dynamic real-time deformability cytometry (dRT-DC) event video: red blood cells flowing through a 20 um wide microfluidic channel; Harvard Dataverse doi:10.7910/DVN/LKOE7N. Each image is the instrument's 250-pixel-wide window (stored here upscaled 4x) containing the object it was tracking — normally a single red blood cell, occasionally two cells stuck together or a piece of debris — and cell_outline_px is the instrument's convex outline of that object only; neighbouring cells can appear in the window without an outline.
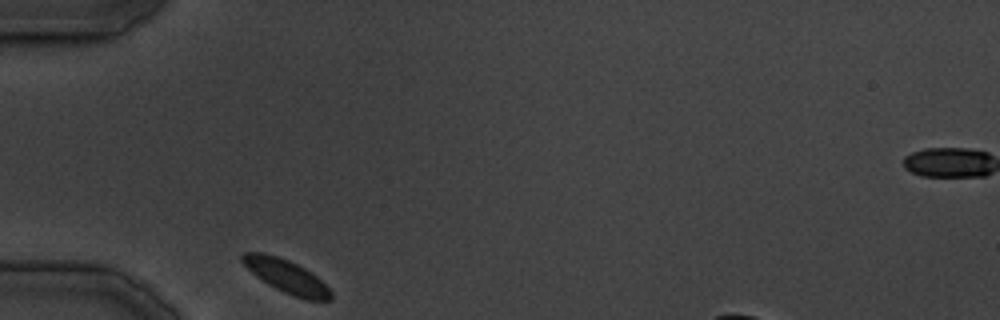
{"species": "common noctule bat (a hibernating species)", "species_latin": "Nyctalus noctula", "temperature_condition": "cold", "stored_images_in_passage": 9, "camera_frame_rate_fps": 3000, "um_per_image_px": 0.085, "animal": {"sex": "male", "body_mass_g": 19.5, "forearm_length_mm": 54.6}, "frame": {"image": 1, "passage_image": 1, "time_ms": 0.0, "image_size_px": [1000, 320], "cell_outline_px": [[332, 300], [304, 300], [292, 296], [268, 284], [256, 276], [240, 260], [240, 256], [244, 252], [264, 252], [288, 260], [312, 272], [332, 292]], "centroid_in_image_um": [24.34, 23.48], "position_along_channel_um": 60.7, "area_um2": 17.05}}
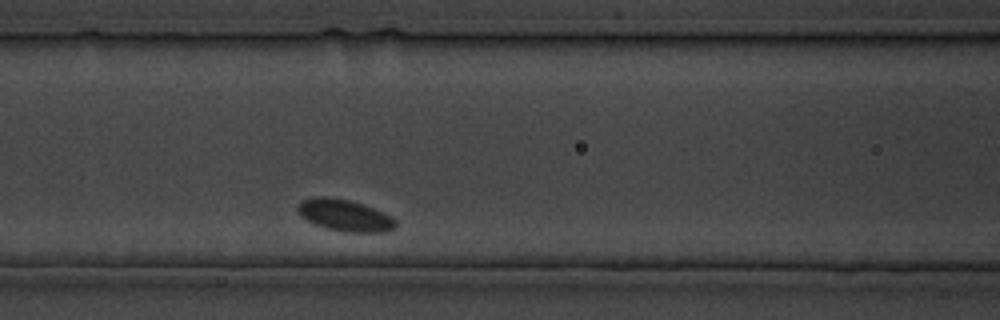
{"frame": {"image": 2, "passage_image": 6, "time_ms": 7.0, "image_size_px": [1000, 320], "cell_outline_px": [[396, 228], [384, 232], [344, 232], [328, 228], [316, 224], [300, 216], [296, 208], [304, 200], [320, 196], [324, 196], [348, 200], [364, 204], [384, 212], [392, 216], [396, 220]], "centroid_in_image_um": [29.36, 18.31], "position_along_channel_um": 137.2, "area_um2": 17.98}}
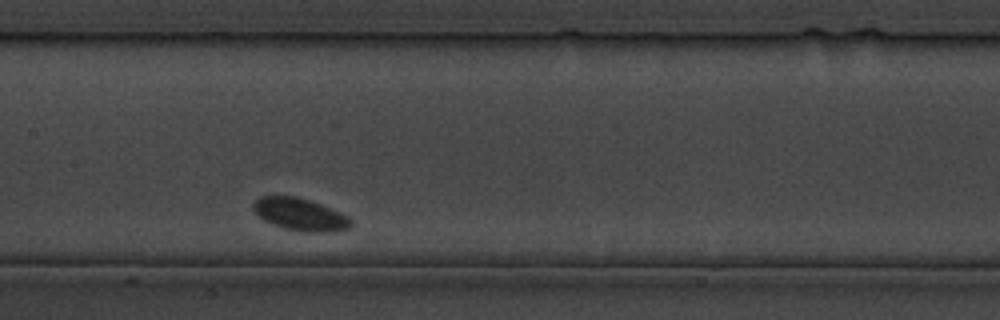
{"frame": {"image": 3, "passage_image": 9, "time_ms": 10.667, "image_size_px": [1000, 320], "cell_outline_px": [[352, 224], [348, 228], [332, 232], [308, 232], [284, 228], [272, 224], [264, 220], [252, 208], [252, 204], [260, 196], [296, 196], [320, 204], [340, 212], [348, 216], [352, 220]], "centroid_in_image_um": [25.52, 18.22], "position_along_channel_um": 181.9, "area_um2": 18.26}}